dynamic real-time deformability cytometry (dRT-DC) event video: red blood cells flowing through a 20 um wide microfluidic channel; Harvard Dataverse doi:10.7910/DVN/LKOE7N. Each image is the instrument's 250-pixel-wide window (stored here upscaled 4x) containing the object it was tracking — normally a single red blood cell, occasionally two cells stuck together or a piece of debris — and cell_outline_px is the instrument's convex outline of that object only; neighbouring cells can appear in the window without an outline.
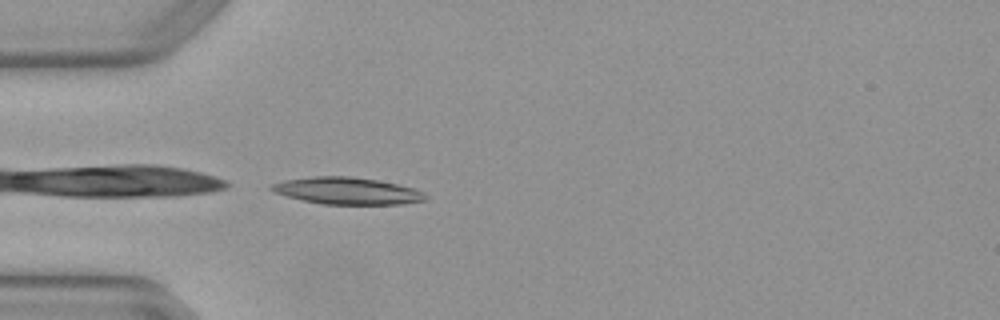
{"species": "Egyptian fruit bat (a non-hibernating species)", "species_latin": "Rousettus aegyptiacus", "temperature_condition": "warm", "stored_images_in_passage": 5, "camera_frame_rate_fps": 3000, "um_per_image_px": 0.085, "animal": {"sex": "female"}, "frame": {"image": 1, "passage_image": 5, "time_ms": 1.333, "image_size_px": [1000, 320], "cell_outline_px": [[428, 196], [424, 200], [400, 204], [320, 204], [288, 196], [276, 192], [268, 188], [272, 184], [284, 180], [312, 176], [352, 176], [400, 184], [424, 192]], "centroid_in_image_um": [29.52, 16.21], "position_along_channel_um": 55.5, "area_um2": 24.04}}